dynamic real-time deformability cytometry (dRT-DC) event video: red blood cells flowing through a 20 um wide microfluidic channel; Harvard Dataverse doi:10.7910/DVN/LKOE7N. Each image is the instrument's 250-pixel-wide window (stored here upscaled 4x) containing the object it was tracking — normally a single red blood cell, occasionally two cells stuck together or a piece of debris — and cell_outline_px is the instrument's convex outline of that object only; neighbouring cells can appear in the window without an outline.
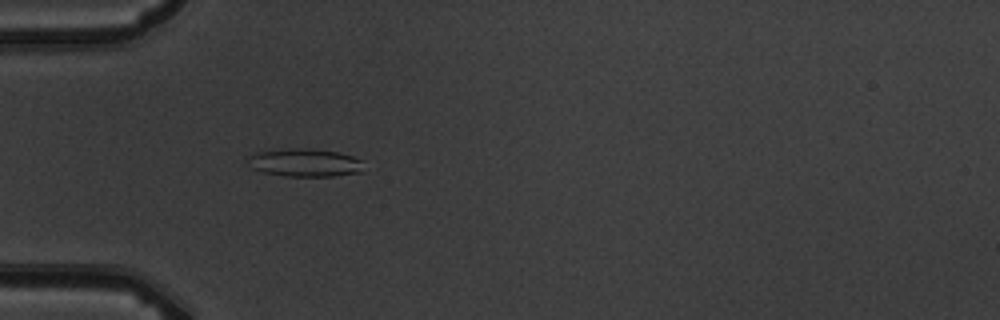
{"species": "common noctule bat (a hibernating species)", "species_latin": "Nyctalus noctula", "temperature_condition": "warm", "stored_images_in_passage": 6, "camera_frame_rate_fps": 3000, "um_per_image_px": 0.085, "animal": {"sex": "male", "body_mass_g": 19.5, "forearm_length_mm": 54.6}, "frame": {"image": 1, "passage_image": 6, "time_ms": 5.667, "image_size_px": [1000, 320], "cell_outline_px": [[364, 172], [336, 176], [288, 176], [264, 172], [252, 168], [248, 156], [260, 152], [288, 148], [312, 148], [336, 152], [352, 156], [360, 160]], "centroid_in_image_um": [25.96, 13.83], "position_along_channel_um": 59.0, "area_um2": 18.73}}